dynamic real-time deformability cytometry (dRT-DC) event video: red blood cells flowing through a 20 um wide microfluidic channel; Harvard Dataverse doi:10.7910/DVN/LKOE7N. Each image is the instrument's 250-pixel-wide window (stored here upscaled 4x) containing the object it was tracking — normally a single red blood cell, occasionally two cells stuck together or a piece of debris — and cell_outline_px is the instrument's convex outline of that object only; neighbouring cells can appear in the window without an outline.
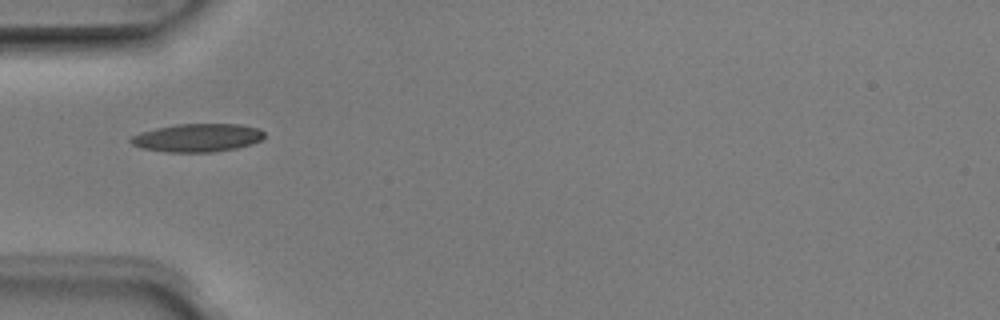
{"species": "Egyptian fruit bat (a non-hibernating species)", "species_latin": "Rousettus aegyptiacus", "temperature_condition": "room temperature", "stored_images_in_passage": 5, "camera_frame_rate_fps": 3000, "um_per_image_px": 0.085, "animal": {"sex": "male"}, "frame": {"image": 1, "passage_image": 4, "time_ms": 1.0, "image_size_px": [1000, 320], "cell_outline_px": [[264, 136], [260, 140], [252, 144], [236, 148], [212, 152], [164, 152], [140, 148], [132, 144], [128, 140], [132, 136], [140, 132], [156, 128], [176, 124], [240, 124], [260, 128], [264, 132]], "centroid_in_image_um": [16.76, 11.71], "position_along_channel_um": 68.2, "area_um2": 22.08}}
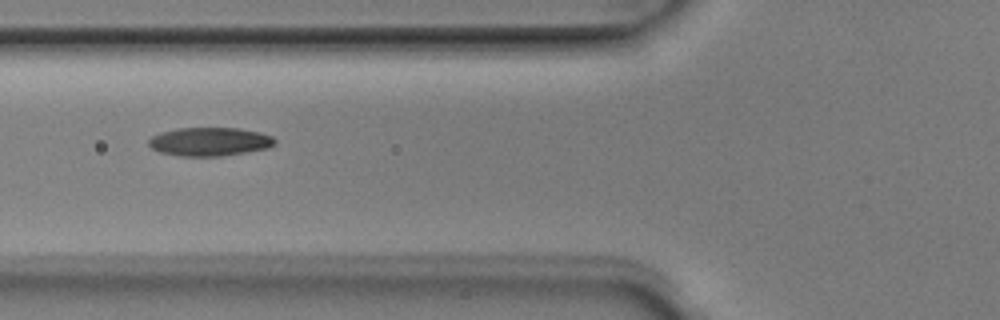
{"frame": {"image": 2, "passage_image": 5, "time_ms": 1.333, "image_size_px": [1000, 320], "cell_outline_px": [[276, 144], [268, 148], [220, 156], [180, 156], [160, 152], [152, 148], [148, 144], [148, 140], [152, 136], [160, 132], [176, 128], [240, 128], [260, 132], [272, 136], [276, 140]], "centroid_in_image_um": [17.82, 12.03], "position_along_channel_um": 108.0, "area_um2": 21.04}}